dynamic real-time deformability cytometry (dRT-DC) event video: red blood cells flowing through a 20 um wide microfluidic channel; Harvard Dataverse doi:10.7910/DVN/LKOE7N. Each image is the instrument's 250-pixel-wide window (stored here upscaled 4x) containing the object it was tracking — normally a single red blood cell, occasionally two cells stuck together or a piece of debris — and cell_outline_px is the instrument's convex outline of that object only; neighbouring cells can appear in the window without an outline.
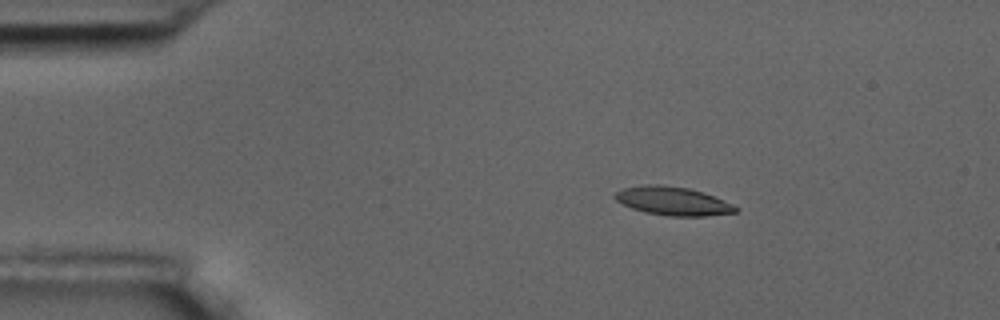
{"species": "common noctule bat (a hibernating species)", "species_latin": "Nyctalus noctula", "temperature_condition": "room temperature", "stored_images_in_passage": 5, "camera_frame_rate_fps": 3000, "um_per_image_px": 0.085, "animal": {"sex": "male", "body_mass_g": 17.5, "forearm_length_mm": 52.3}, "frame": {"image": 1, "passage_image": 3, "time_ms": 2.333, "image_size_px": [1000, 320], "cell_outline_px": [[740, 208], [736, 212], [704, 216], [668, 216], [644, 212], [632, 208], [616, 200], [612, 196], [616, 192], [624, 188], [640, 184], [660, 184], [688, 188], [704, 192], [732, 204]], "centroid_in_image_um": [57.17, 17.08], "position_along_channel_um": 27.8, "area_um2": 20.11}}